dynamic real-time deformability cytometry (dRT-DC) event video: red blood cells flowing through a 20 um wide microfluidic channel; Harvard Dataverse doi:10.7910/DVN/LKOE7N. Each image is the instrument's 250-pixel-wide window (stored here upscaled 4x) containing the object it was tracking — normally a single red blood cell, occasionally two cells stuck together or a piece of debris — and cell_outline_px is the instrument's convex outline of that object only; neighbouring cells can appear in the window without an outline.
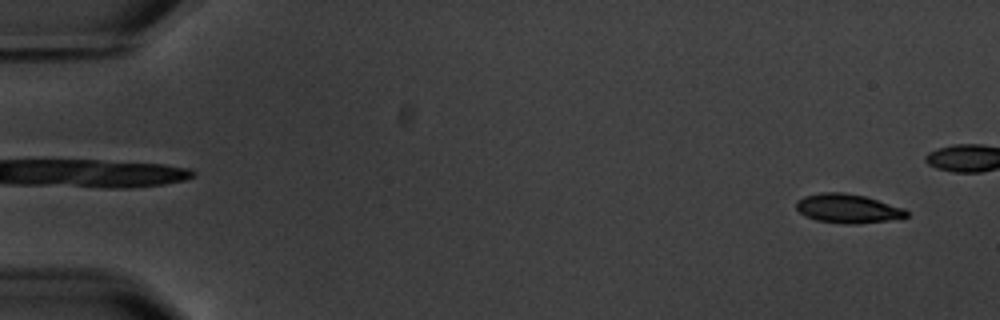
{"species": "common noctule bat (a hibernating species)", "species_latin": "Nyctalus noctula", "temperature_condition": "warm", "stored_images_in_passage": 8, "camera_frame_rate_fps": 3000, "um_per_image_px": 0.085, "animal": {"sex": "male", "body_mass_g": 20.1, "forearm_length_mm": 53.5}, "frame": {"image": 1, "passage_image": 1, "time_ms": 0.0, "image_size_px": [1000, 320], "cell_outline_px": [[908, 216], [888, 220], [856, 224], [848, 224], [816, 220], [800, 212], [796, 208], [796, 200], [804, 196], [820, 192], [844, 192], [864, 196], [904, 208], [908, 212]], "centroid_in_image_um": [72.04, 17.71], "position_along_channel_um": 13.0, "area_um2": 18.5}}
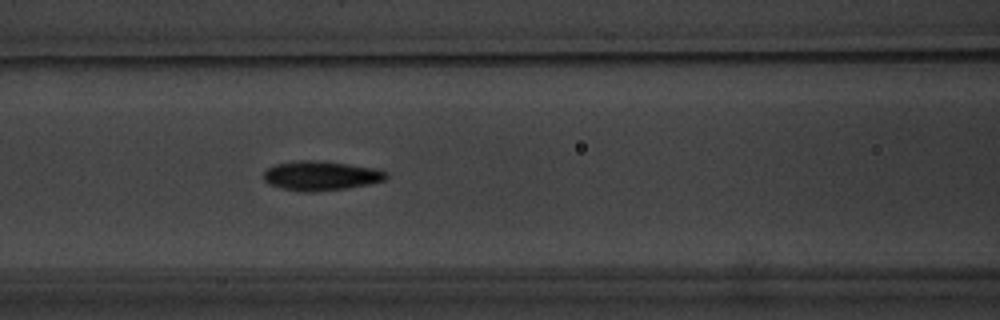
{"frame": {"image": 2, "passage_image": 7, "time_ms": 7.333, "image_size_px": [1000, 320], "cell_outline_px": [[388, 176], [384, 180], [368, 184], [348, 188], [312, 192], [304, 192], [280, 188], [268, 184], [264, 180], [264, 172], [268, 168], [276, 164], [300, 160], [312, 160], [348, 164], [376, 168], [388, 172]], "centroid_in_image_um": [27.27, 14.94], "position_along_channel_um": 139.3, "area_um2": 20.98}}